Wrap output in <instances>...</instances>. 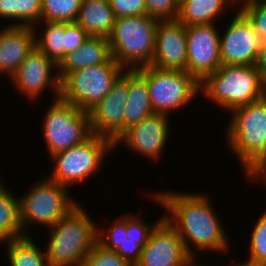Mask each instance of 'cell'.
I'll use <instances>...</instances> for the list:
<instances>
[{"instance_id":"cell-38","label":"cell","mask_w":266,"mask_h":266,"mask_svg":"<svg viewBox=\"0 0 266 266\" xmlns=\"http://www.w3.org/2000/svg\"><path fill=\"white\" fill-rule=\"evenodd\" d=\"M245 179L248 180V183L251 182L250 186H252V183L256 184L259 183V185L264 184L266 188V159L261 161L249 174H247Z\"/></svg>"},{"instance_id":"cell-29","label":"cell","mask_w":266,"mask_h":266,"mask_svg":"<svg viewBox=\"0 0 266 266\" xmlns=\"http://www.w3.org/2000/svg\"><path fill=\"white\" fill-rule=\"evenodd\" d=\"M257 219L248 241L249 255L245 258L252 262L266 264V209Z\"/></svg>"},{"instance_id":"cell-13","label":"cell","mask_w":266,"mask_h":266,"mask_svg":"<svg viewBox=\"0 0 266 266\" xmlns=\"http://www.w3.org/2000/svg\"><path fill=\"white\" fill-rule=\"evenodd\" d=\"M217 24L186 26V72L201 83L222 64L220 60V28Z\"/></svg>"},{"instance_id":"cell-2","label":"cell","mask_w":266,"mask_h":266,"mask_svg":"<svg viewBox=\"0 0 266 266\" xmlns=\"http://www.w3.org/2000/svg\"><path fill=\"white\" fill-rule=\"evenodd\" d=\"M81 205L48 228L45 252L49 266H81L97 243L98 224Z\"/></svg>"},{"instance_id":"cell-3","label":"cell","mask_w":266,"mask_h":266,"mask_svg":"<svg viewBox=\"0 0 266 266\" xmlns=\"http://www.w3.org/2000/svg\"><path fill=\"white\" fill-rule=\"evenodd\" d=\"M225 125V145L238 162L244 176L266 159V98L230 111Z\"/></svg>"},{"instance_id":"cell-26","label":"cell","mask_w":266,"mask_h":266,"mask_svg":"<svg viewBox=\"0 0 266 266\" xmlns=\"http://www.w3.org/2000/svg\"><path fill=\"white\" fill-rule=\"evenodd\" d=\"M82 0H42V21L75 22Z\"/></svg>"},{"instance_id":"cell-36","label":"cell","mask_w":266,"mask_h":266,"mask_svg":"<svg viewBox=\"0 0 266 266\" xmlns=\"http://www.w3.org/2000/svg\"><path fill=\"white\" fill-rule=\"evenodd\" d=\"M147 241L148 240H132L127 238L115 251L120 257L126 259L134 266L139 260L142 248L147 244Z\"/></svg>"},{"instance_id":"cell-40","label":"cell","mask_w":266,"mask_h":266,"mask_svg":"<svg viewBox=\"0 0 266 266\" xmlns=\"http://www.w3.org/2000/svg\"><path fill=\"white\" fill-rule=\"evenodd\" d=\"M232 263H231V265H227V266H266V264L252 262V261H249L247 259H245L244 261H241V260L240 261L239 260L238 261L233 260Z\"/></svg>"},{"instance_id":"cell-37","label":"cell","mask_w":266,"mask_h":266,"mask_svg":"<svg viewBox=\"0 0 266 266\" xmlns=\"http://www.w3.org/2000/svg\"><path fill=\"white\" fill-rule=\"evenodd\" d=\"M0 19L6 20L7 26H15V0H0Z\"/></svg>"},{"instance_id":"cell-25","label":"cell","mask_w":266,"mask_h":266,"mask_svg":"<svg viewBox=\"0 0 266 266\" xmlns=\"http://www.w3.org/2000/svg\"><path fill=\"white\" fill-rule=\"evenodd\" d=\"M34 30L36 47L58 65L66 55L65 22L40 21L34 26Z\"/></svg>"},{"instance_id":"cell-28","label":"cell","mask_w":266,"mask_h":266,"mask_svg":"<svg viewBox=\"0 0 266 266\" xmlns=\"http://www.w3.org/2000/svg\"><path fill=\"white\" fill-rule=\"evenodd\" d=\"M238 10L251 23L262 43H266V0H238Z\"/></svg>"},{"instance_id":"cell-20","label":"cell","mask_w":266,"mask_h":266,"mask_svg":"<svg viewBox=\"0 0 266 266\" xmlns=\"http://www.w3.org/2000/svg\"><path fill=\"white\" fill-rule=\"evenodd\" d=\"M153 113L147 86V66L129 69V94L124 108V130Z\"/></svg>"},{"instance_id":"cell-19","label":"cell","mask_w":266,"mask_h":266,"mask_svg":"<svg viewBox=\"0 0 266 266\" xmlns=\"http://www.w3.org/2000/svg\"><path fill=\"white\" fill-rule=\"evenodd\" d=\"M112 58L107 38L89 36L76 50L67 53L58 64V76L62 81L70 72L106 63Z\"/></svg>"},{"instance_id":"cell-14","label":"cell","mask_w":266,"mask_h":266,"mask_svg":"<svg viewBox=\"0 0 266 266\" xmlns=\"http://www.w3.org/2000/svg\"><path fill=\"white\" fill-rule=\"evenodd\" d=\"M225 30H220L222 65H256L263 43L248 19L237 9ZM223 32V33H222Z\"/></svg>"},{"instance_id":"cell-35","label":"cell","mask_w":266,"mask_h":266,"mask_svg":"<svg viewBox=\"0 0 266 266\" xmlns=\"http://www.w3.org/2000/svg\"><path fill=\"white\" fill-rule=\"evenodd\" d=\"M66 54L79 48L88 38V33L76 22H65Z\"/></svg>"},{"instance_id":"cell-41","label":"cell","mask_w":266,"mask_h":266,"mask_svg":"<svg viewBox=\"0 0 266 266\" xmlns=\"http://www.w3.org/2000/svg\"><path fill=\"white\" fill-rule=\"evenodd\" d=\"M198 259L200 260V258L198 257H190L183 265L181 266H213L212 264H204V263H201L200 261H198Z\"/></svg>"},{"instance_id":"cell-7","label":"cell","mask_w":266,"mask_h":266,"mask_svg":"<svg viewBox=\"0 0 266 266\" xmlns=\"http://www.w3.org/2000/svg\"><path fill=\"white\" fill-rule=\"evenodd\" d=\"M114 152L113 141L105 136L92 134L83 143L51 155L53 165L47 178L71 189L96 177L107 156Z\"/></svg>"},{"instance_id":"cell-33","label":"cell","mask_w":266,"mask_h":266,"mask_svg":"<svg viewBox=\"0 0 266 266\" xmlns=\"http://www.w3.org/2000/svg\"><path fill=\"white\" fill-rule=\"evenodd\" d=\"M147 15L158 20H176L179 16L180 0H144Z\"/></svg>"},{"instance_id":"cell-5","label":"cell","mask_w":266,"mask_h":266,"mask_svg":"<svg viewBox=\"0 0 266 266\" xmlns=\"http://www.w3.org/2000/svg\"><path fill=\"white\" fill-rule=\"evenodd\" d=\"M28 192L20 195V220L24 236H31V226L53 227L68 214L79 201L72 198V190L46 177L40 176ZM29 232V233H28Z\"/></svg>"},{"instance_id":"cell-4","label":"cell","mask_w":266,"mask_h":266,"mask_svg":"<svg viewBox=\"0 0 266 266\" xmlns=\"http://www.w3.org/2000/svg\"><path fill=\"white\" fill-rule=\"evenodd\" d=\"M200 93L230 112L263 98L264 80L256 65H221L200 83Z\"/></svg>"},{"instance_id":"cell-12","label":"cell","mask_w":266,"mask_h":266,"mask_svg":"<svg viewBox=\"0 0 266 266\" xmlns=\"http://www.w3.org/2000/svg\"><path fill=\"white\" fill-rule=\"evenodd\" d=\"M170 118L165 114L153 113L139 123L129 126L113 142L114 151L122 145L129 152L147 158L149 162H160L172 136Z\"/></svg>"},{"instance_id":"cell-1","label":"cell","mask_w":266,"mask_h":266,"mask_svg":"<svg viewBox=\"0 0 266 266\" xmlns=\"http://www.w3.org/2000/svg\"><path fill=\"white\" fill-rule=\"evenodd\" d=\"M150 192L147 199L164 210V219L178 232L191 257H200L199 252L204 256L209 251L217 254L230 251L232 242L213 207L211 195L165 189Z\"/></svg>"},{"instance_id":"cell-11","label":"cell","mask_w":266,"mask_h":266,"mask_svg":"<svg viewBox=\"0 0 266 266\" xmlns=\"http://www.w3.org/2000/svg\"><path fill=\"white\" fill-rule=\"evenodd\" d=\"M9 80L15 88L14 91L31 103L38 105V100L48 89L52 91L53 100L60 98L58 65L36 46Z\"/></svg>"},{"instance_id":"cell-24","label":"cell","mask_w":266,"mask_h":266,"mask_svg":"<svg viewBox=\"0 0 266 266\" xmlns=\"http://www.w3.org/2000/svg\"><path fill=\"white\" fill-rule=\"evenodd\" d=\"M33 238L24 236L0 244L1 248L5 245L8 266H49L45 247L41 249Z\"/></svg>"},{"instance_id":"cell-21","label":"cell","mask_w":266,"mask_h":266,"mask_svg":"<svg viewBox=\"0 0 266 266\" xmlns=\"http://www.w3.org/2000/svg\"><path fill=\"white\" fill-rule=\"evenodd\" d=\"M237 9L238 0H180L178 20L185 26L214 24Z\"/></svg>"},{"instance_id":"cell-31","label":"cell","mask_w":266,"mask_h":266,"mask_svg":"<svg viewBox=\"0 0 266 266\" xmlns=\"http://www.w3.org/2000/svg\"><path fill=\"white\" fill-rule=\"evenodd\" d=\"M81 266H133L114 250H107L98 242L84 258Z\"/></svg>"},{"instance_id":"cell-6","label":"cell","mask_w":266,"mask_h":266,"mask_svg":"<svg viewBox=\"0 0 266 266\" xmlns=\"http://www.w3.org/2000/svg\"><path fill=\"white\" fill-rule=\"evenodd\" d=\"M158 22L148 15L116 18L107 38L112 58L125 69L151 65Z\"/></svg>"},{"instance_id":"cell-32","label":"cell","mask_w":266,"mask_h":266,"mask_svg":"<svg viewBox=\"0 0 266 266\" xmlns=\"http://www.w3.org/2000/svg\"><path fill=\"white\" fill-rule=\"evenodd\" d=\"M162 216V217H161ZM156 219V222L147 223L139 214L126 212L127 238L132 240H149L155 227L164 219V214Z\"/></svg>"},{"instance_id":"cell-10","label":"cell","mask_w":266,"mask_h":266,"mask_svg":"<svg viewBox=\"0 0 266 266\" xmlns=\"http://www.w3.org/2000/svg\"><path fill=\"white\" fill-rule=\"evenodd\" d=\"M147 86L154 113L170 116L190 106L200 93V83L183 70L147 66Z\"/></svg>"},{"instance_id":"cell-34","label":"cell","mask_w":266,"mask_h":266,"mask_svg":"<svg viewBox=\"0 0 266 266\" xmlns=\"http://www.w3.org/2000/svg\"><path fill=\"white\" fill-rule=\"evenodd\" d=\"M116 18L147 15L144 0H109Z\"/></svg>"},{"instance_id":"cell-30","label":"cell","mask_w":266,"mask_h":266,"mask_svg":"<svg viewBox=\"0 0 266 266\" xmlns=\"http://www.w3.org/2000/svg\"><path fill=\"white\" fill-rule=\"evenodd\" d=\"M42 21V0H15V26L34 27Z\"/></svg>"},{"instance_id":"cell-17","label":"cell","mask_w":266,"mask_h":266,"mask_svg":"<svg viewBox=\"0 0 266 266\" xmlns=\"http://www.w3.org/2000/svg\"><path fill=\"white\" fill-rule=\"evenodd\" d=\"M186 62V26L178 19L159 21L151 66L186 71Z\"/></svg>"},{"instance_id":"cell-22","label":"cell","mask_w":266,"mask_h":266,"mask_svg":"<svg viewBox=\"0 0 266 266\" xmlns=\"http://www.w3.org/2000/svg\"><path fill=\"white\" fill-rule=\"evenodd\" d=\"M116 17L109 0H82L76 19L89 36L108 38Z\"/></svg>"},{"instance_id":"cell-15","label":"cell","mask_w":266,"mask_h":266,"mask_svg":"<svg viewBox=\"0 0 266 266\" xmlns=\"http://www.w3.org/2000/svg\"><path fill=\"white\" fill-rule=\"evenodd\" d=\"M129 94V69L116 80L109 93L89 111L92 134L113 142L124 131V108Z\"/></svg>"},{"instance_id":"cell-27","label":"cell","mask_w":266,"mask_h":266,"mask_svg":"<svg viewBox=\"0 0 266 266\" xmlns=\"http://www.w3.org/2000/svg\"><path fill=\"white\" fill-rule=\"evenodd\" d=\"M118 216L111 224L106 225L108 227L98 225L97 228V242L107 250L115 251L127 239L126 212Z\"/></svg>"},{"instance_id":"cell-8","label":"cell","mask_w":266,"mask_h":266,"mask_svg":"<svg viewBox=\"0 0 266 266\" xmlns=\"http://www.w3.org/2000/svg\"><path fill=\"white\" fill-rule=\"evenodd\" d=\"M41 118L42 136L49 157L83 143L92 135L89 112L61 98L51 100Z\"/></svg>"},{"instance_id":"cell-18","label":"cell","mask_w":266,"mask_h":266,"mask_svg":"<svg viewBox=\"0 0 266 266\" xmlns=\"http://www.w3.org/2000/svg\"><path fill=\"white\" fill-rule=\"evenodd\" d=\"M35 46L34 27L1 26L0 76H8V79H10Z\"/></svg>"},{"instance_id":"cell-42","label":"cell","mask_w":266,"mask_h":266,"mask_svg":"<svg viewBox=\"0 0 266 266\" xmlns=\"http://www.w3.org/2000/svg\"><path fill=\"white\" fill-rule=\"evenodd\" d=\"M264 97L266 98V79L264 80Z\"/></svg>"},{"instance_id":"cell-9","label":"cell","mask_w":266,"mask_h":266,"mask_svg":"<svg viewBox=\"0 0 266 266\" xmlns=\"http://www.w3.org/2000/svg\"><path fill=\"white\" fill-rule=\"evenodd\" d=\"M124 71L113 58L100 65L74 70L61 81L60 98L89 112L109 93Z\"/></svg>"},{"instance_id":"cell-39","label":"cell","mask_w":266,"mask_h":266,"mask_svg":"<svg viewBox=\"0 0 266 266\" xmlns=\"http://www.w3.org/2000/svg\"><path fill=\"white\" fill-rule=\"evenodd\" d=\"M256 67L261 74L263 80L266 79V43H263L259 50V56L256 63Z\"/></svg>"},{"instance_id":"cell-23","label":"cell","mask_w":266,"mask_h":266,"mask_svg":"<svg viewBox=\"0 0 266 266\" xmlns=\"http://www.w3.org/2000/svg\"><path fill=\"white\" fill-rule=\"evenodd\" d=\"M0 175V244L24 237L20 220V198L4 184Z\"/></svg>"},{"instance_id":"cell-16","label":"cell","mask_w":266,"mask_h":266,"mask_svg":"<svg viewBox=\"0 0 266 266\" xmlns=\"http://www.w3.org/2000/svg\"><path fill=\"white\" fill-rule=\"evenodd\" d=\"M190 257L178 232L163 219L150 234L134 266H181Z\"/></svg>"}]
</instances>
